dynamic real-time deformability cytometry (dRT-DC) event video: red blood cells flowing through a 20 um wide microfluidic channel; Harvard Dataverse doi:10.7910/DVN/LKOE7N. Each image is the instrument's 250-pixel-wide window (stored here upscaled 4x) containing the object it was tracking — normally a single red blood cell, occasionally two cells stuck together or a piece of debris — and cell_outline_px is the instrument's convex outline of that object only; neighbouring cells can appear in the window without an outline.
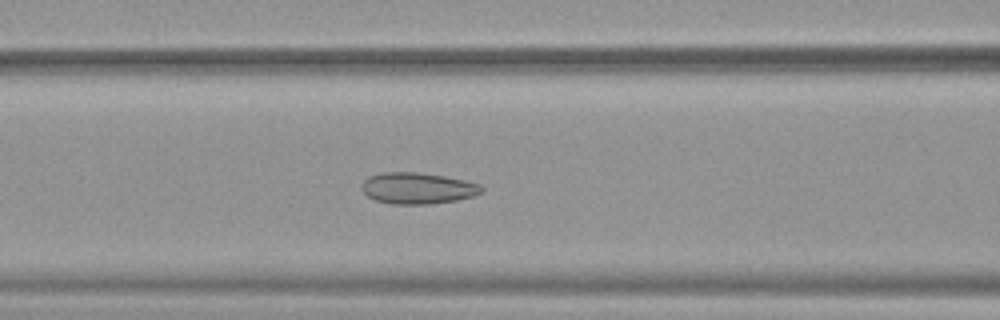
{"species": "common noctule bat (a hibernating species)", "species_latin": "Nyctalus noctula", "temperature_condition": "warm", "stored_images_in_passage": 50, "camera_frame_rate_fps": 3000, "um_per_image_px": 0.085, "animal": {"sex": "female", "body_mass_g": 19.9}, "frame": {"image": 1, "passage_image": 20, "time_ms": 6.333, "image_size_px": [1000, 320], "cell_outline_px": [[484, 188], [476, 196], [456, 200], [428, 204], [392, 204], [376, 200], [368, 196], [360, 188], [364, 180], [368, 176], [380, 172], [416, 172], [444, 176], [464, 180], [480, 184]], "centroid_in_image_um": [35.48, 15.99], "position_along_channel_um": 131.1, "area_um2": 21.91}}
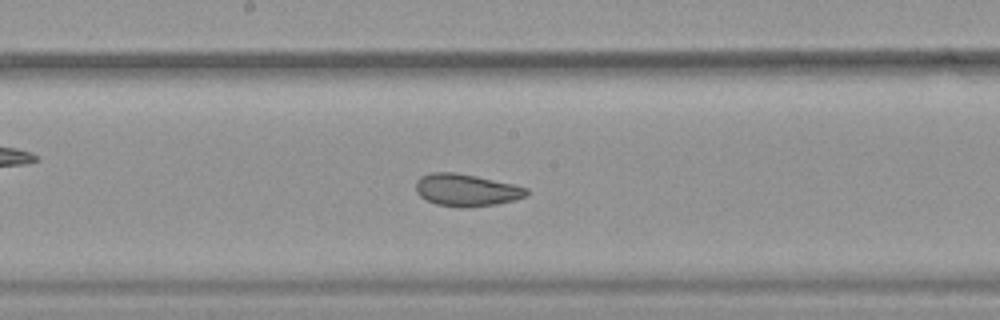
{"frame": {"image": 2, "passage_image": 26, "time_ms": 8.333, "image_size_px": [1000, 320], "cell_outline_px": [[528, 192], [524, 196], [516, 200], [496, 204], [468, 208], [460, 208], [436, 204], [420, 196], [416, 192], [416, 180], [420, 176], [428, 172], [456, 172], [476, 176], [512, 184], [528, 188]], "centroid_in_image_um": [39.6, 16.15], "position_along_channel_um": 208.6, "area_um2": 20.92}}
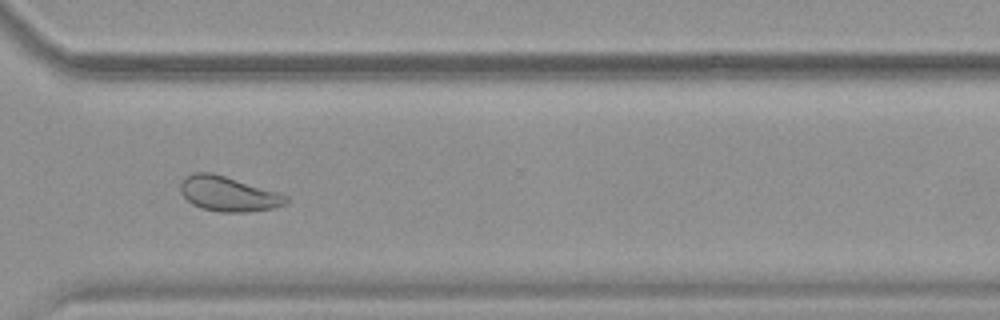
{"frame": {"image": 3, "passage_image": 37, "time_ms": 12.0, "image_size_px": [1000, 320], "cell_outline_px": [[288, 200], [284, 204], [272, 208], [248, 212], [220, 212], [200, 208], [192, 204], [180, 192], [180, 180], [184, 176], [192, 172], [212, 172], [276, 192], [288, 196]], "centroid_in_image_um": [19.33, 16.47], "position_along_channel_um": 351.3, "area_um2": 21.39}, "authors_computed_cell_mechanics": {"area_um2": 24.2182, "velocity_mm_per_s": 3.885, "shape_relaxation_time_tau1_ms": 10.5225, "shape_relaxation_time_tau2_ms": 1.2321, "deformation_change_tau1": 0.1284, "deformation_change_tau2": 0.067}}